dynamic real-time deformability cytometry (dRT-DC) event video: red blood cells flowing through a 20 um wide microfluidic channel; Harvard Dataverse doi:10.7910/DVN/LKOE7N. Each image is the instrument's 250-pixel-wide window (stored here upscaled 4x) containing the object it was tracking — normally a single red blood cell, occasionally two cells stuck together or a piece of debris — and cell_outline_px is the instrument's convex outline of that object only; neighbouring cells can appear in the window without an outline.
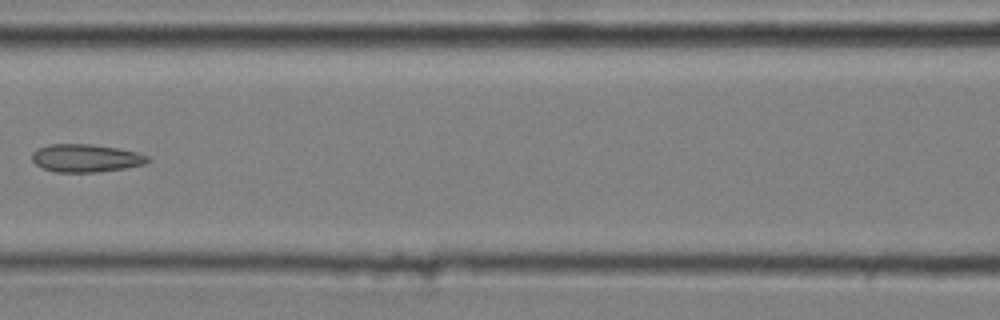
{"species": "common noctule bat (a hibernating species)", "species_latin": "Nyctalus noctula", "temperature_condition": "cold", "stored_images_in_passage": 8, "camera_frame_rate_fps": 3000, "um_per_image_px": 0.085, "animal": {"sex": "male", "body_mass_g": 20.4}, "frame": {"image": 1, "passage_image": 7, "time_ms": 2.0, "image_size_px": [1000, 320], "cell_outline_px": [[152, 160], [144, 164], [124, 168], [96, 172], [56, 172], [44, 168], [36, 164], [32, 160], [32, 152], [36, 148], [48, 144], [92, 144], [120, 148], [136, 152], [148, 156]], "centroid_in_image_um": [7.29, 13.43], "position_along_channel_um": 159.3, "area_um2": 18.9}}
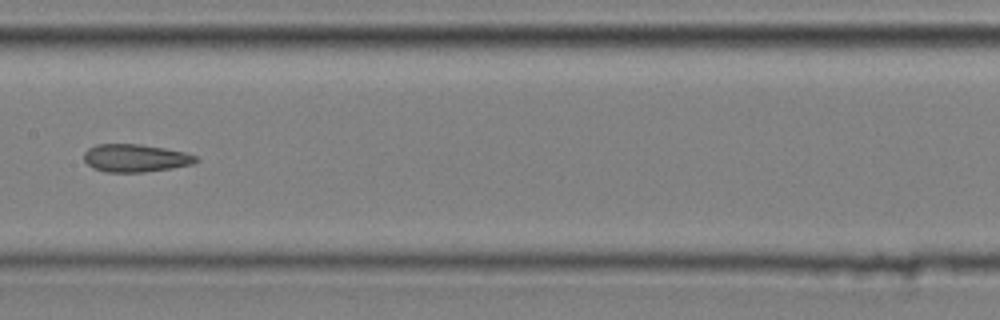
{"frame": {"image": 2, "passage_image": 8, "time_ms": 2.333, "image_size_px": [1000, 320], "cell_outline_px": [[200, 160], [192, 164], [172, 168], [144, 172], [104, 172], [92, 168], [84, 160], [84, 152], [88, 148], [96, 144], [140, 144], [164, 148], [184, 152], [196, 156]], "centroid_in_image_um": [11.49, 13.44], "position_along_channel_um": 195.9, "area_um2": 18.21}}